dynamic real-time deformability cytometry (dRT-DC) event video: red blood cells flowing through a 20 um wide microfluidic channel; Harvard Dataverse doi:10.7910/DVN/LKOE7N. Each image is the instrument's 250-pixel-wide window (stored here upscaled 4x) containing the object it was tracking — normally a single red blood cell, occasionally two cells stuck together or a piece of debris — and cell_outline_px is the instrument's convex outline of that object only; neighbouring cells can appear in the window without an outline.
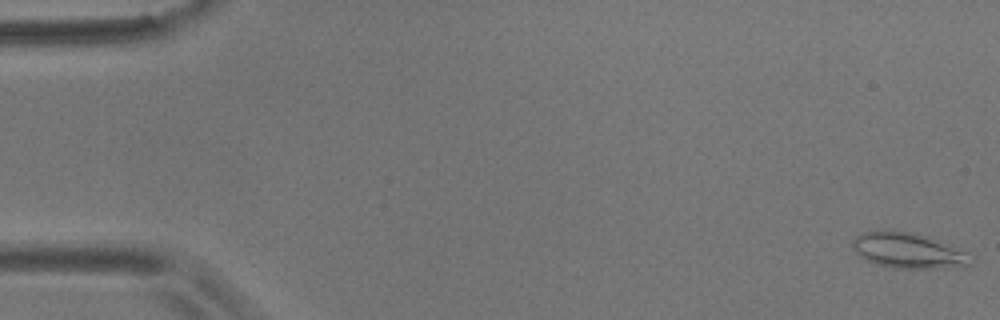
{"species": "common noctule bat (a hibernating species)", "species_latin": "Nyctalus noctula", "temperature_condition": "room temperature", "stored_images_in_passage": 46, "camera_frame_rate_fps": 3000, "um_per_image_px": 0.085, "animal": {"sex": "male", "body_mass_g": 17.9}, "frame": {"image": 1, "passage_image": 1, "time_ms": 0.0, "image_size_px": [1000, 320], "cell_outline_px": [[976, 260], [972, 264], [964, 268], [892, 268], [876, 264], [864, 260], [852, 248], [852, 240], [860, 232], [892, 228], [928, 236], [964, 252]], "centroid_in_image_um": [77.17, 21.29], "position_along_channel_um": 7.8, "area_um2": 25.03}}
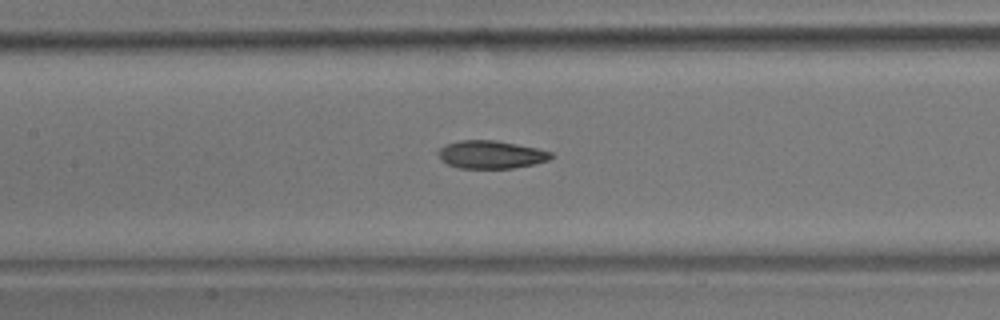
{"frame": {"image": 2, "passage_image": 24, "time_ms": 7.667, "image_size_px": [1000, 320], "cell_outline_px": [[556, 156], [548, 160], [532, 164], [512, 168], [460, 168], [448, 164], [440, 160], [440, 148], [448, 144], [460, 140], [496, 140], [536, 148], [552, 152]], "centroid_in_image_um": [41.77, 13.14], "position_along_channel_um": 165.6, "area_um2": 18.15}}
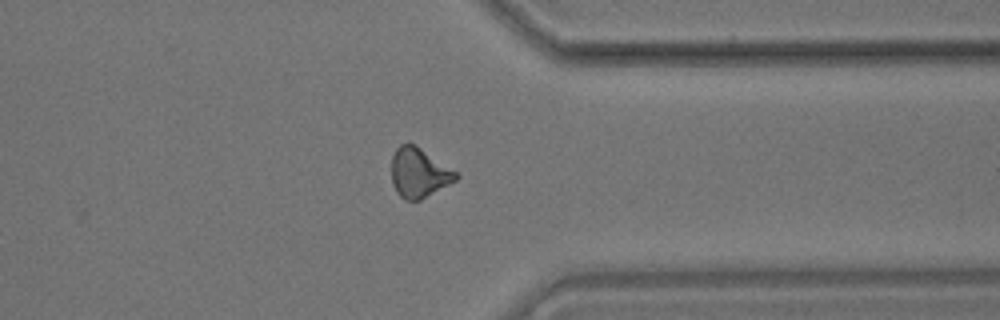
{"frame": {"image": 3, "passage_image": 42, "time_ms": 13.667, "image_size_px": [1000, 320], "cell_outline_px": [[460, 176], [456, 180], [420, 200], [404, 200], [396, 192], [392, 184], [392, 156], [396, 148], [400, 144], [412, 144], [420, 148], [460, 172]], "centroid_in_image_um": [35.63, 14.69], "position_along_channel_um": 375.8, "area_um2": 18.67}, "authors_computed_cell_mechanics": {"area_um2": 19.0162, "velocity_mm_per_s": 3.5804, "shape_relaxation_time_tau1_ms": null, "shape_relaxation_time_tau2_ms": 1.8154, "deformation_change_tau1": null, "deformation_change_tau2": 0.0863}}